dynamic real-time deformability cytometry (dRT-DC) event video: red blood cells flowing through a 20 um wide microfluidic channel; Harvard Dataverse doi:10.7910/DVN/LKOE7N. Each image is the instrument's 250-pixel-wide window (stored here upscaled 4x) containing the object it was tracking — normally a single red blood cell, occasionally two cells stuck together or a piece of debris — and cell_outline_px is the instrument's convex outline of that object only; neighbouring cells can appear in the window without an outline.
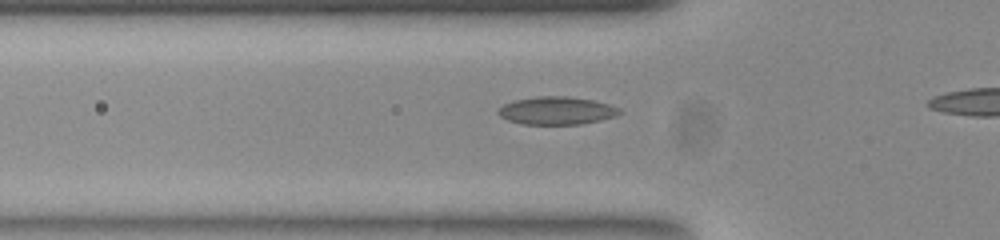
{"species": "common noctule bat (a hibernating species)", "species_latin": "Nyctalus noctula", "temperature_condition": "room temperature", "stored_images_in_passage": 18, "camera_frame_rate_fps": 3000, "um_per_image_px": 0.085, "animal": {"sex": "female", "body_mass_g": 23.0, "forearm_length_mm": 53.4}, "frame": {"image": 1, "passage_image": 9, "time_ms": 2.667, "image_size_px": [1000, 240], "cell_outline_px": [[624, 112], [616, 116], [600, 120], [580, 124], [524, 124], [508, 120], [500, 116], [496, 112], [504, 104], [516, 100], [536, 96], [568, 96], [592, 100], [608, 104], [620, 108]], "centroid_in_image_um": [47.34, 9.4], "position_along_channel_um": 78.5, "area_um2": 19.65}}
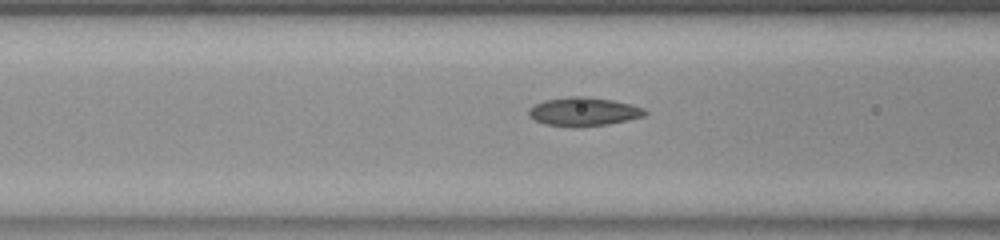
{"frame": {"image": 2, "passage_image": 12, "time_ms": 3.667, "image_size_px": [1000, 240], "cell_outline_px": [[648, 112], [644, 116], [608, 124], [544, 124], [528, 116], [528, 108], [544, 100], [572, 96], [584, 96], [612, 100], [632, 104], [644, 108]], "centroid_in_image_um": [49.63, 9.44], "position_along_channel_um": 117.0, "area_um2": 18.61}}
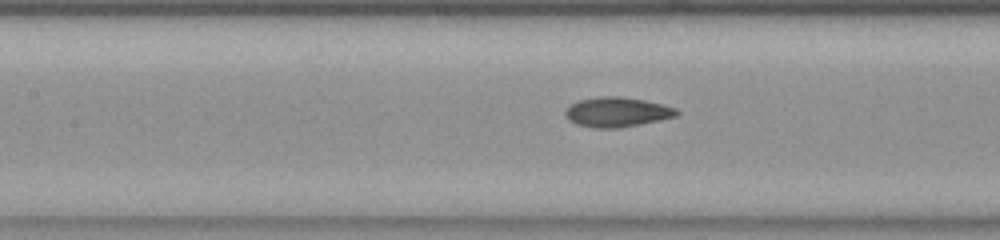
{"frame": {"image": 3, "passage_image": 15, "time_ms": 4.667, "image_size_px": [1000, 240], "cell_outline_px": [[680, 112], [676, 116], [640, 124], [620, 128], [592, 128], [576, 124], [568, 120], [564, 112], [572, 104], [580, 100], [596, 96], [620, 96], [644, 100], [676, 108]], "centroid_in_image_um": [52.42, 9.53], "position_along_channel_um": 155.0, "area_um2": 19.25}}